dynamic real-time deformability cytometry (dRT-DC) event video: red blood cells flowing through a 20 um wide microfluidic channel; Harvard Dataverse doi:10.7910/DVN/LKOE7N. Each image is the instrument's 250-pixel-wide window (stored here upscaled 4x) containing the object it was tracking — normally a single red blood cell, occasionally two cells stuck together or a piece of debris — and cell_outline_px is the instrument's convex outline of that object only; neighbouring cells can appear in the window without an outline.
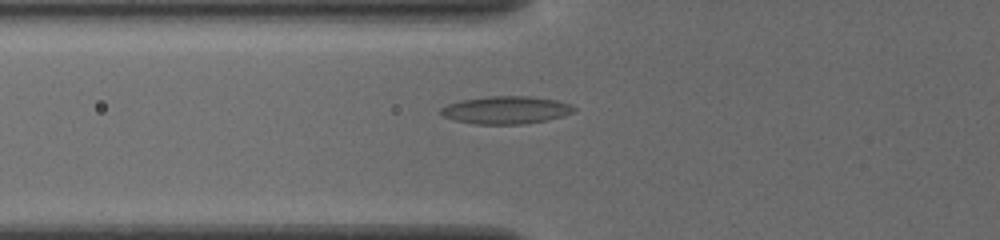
{"species": "common noctule bat (a hibernating species)", "species_latin": "Nyctalus noctula", "temperature_condition": "cold", "stored_images_in_passage": 36, "camera_frame_rate_fps": 3000, "um_per_image_px": 0.085, "animal": {"sex": "female", "body_mass_g": 19.5, "forearm_length_mm": 54.1}, "frame": {"image": 1, "passage_image": 3, "time_ms": 0.667, "image_size_px": [1000, 240], "cell_outline_px": [[576, 108], [572, 112], [564, 116], [548, 120], [524, 124], [476, 124], [456, 120], [444, 116], [440, 112], [440, 108], [448, 104], [464, 100], [488, 96], [528, 96], [556, 100], [572, 104]], "centroid_in_image_um": [43.05, 9.35], "position_along_channel_um": 82.7, "area_um2": 21.39}}
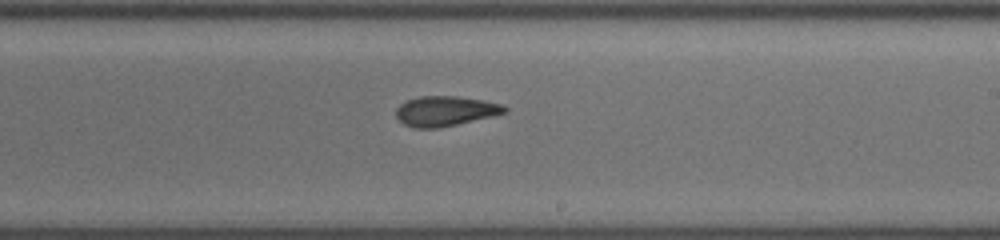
{"frame": {"image": 2, "passage_image": 16, "time_ms": 5.0, "image_size_px": [1000, 240], "cell_outline_px": [[508, 112], [492, 116], [440, 128], [416, 128], [404, 124], [396, 116], [396, 108], [400, 104], [408, 100], [420, 96], [456, 96], [484, 100], [504, 104], [508, 108]], "centroid_in_image_um": [37.88, 9.43], "position_along_channel_um": 251.1, "area_um2": 19.02}}
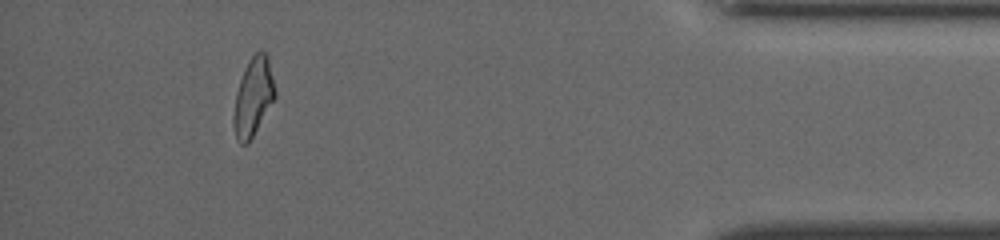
{"frame": {"image": 3, "passage_image": 32, "time_ms": 10.333, "image_size_px": [1000, 240], "cell_outline_px": [[276, 96], [248, 144], [240, 144], [236, 140], [232, 124], [232, 116], [236, 92], [244, 68], [248, 60], [260, 48], [268, 56], [276, 88]], "centroid_in_image_um": [21.51, 8.23], "position_along_channel_um": 413.7, "area_um2": 19.19}, "authors_computed_cell_mechanics": {"area_um2": 19.1607, "velocity_mm_per_s": 3.8917, "shape_relaxation_time_tau1_ms": 9.1734, "shape_relaxation_time_tau2_ms": 3.607, "deformation_change_tau1": 0.199, "deformation_change_tau2": 0.1184}}